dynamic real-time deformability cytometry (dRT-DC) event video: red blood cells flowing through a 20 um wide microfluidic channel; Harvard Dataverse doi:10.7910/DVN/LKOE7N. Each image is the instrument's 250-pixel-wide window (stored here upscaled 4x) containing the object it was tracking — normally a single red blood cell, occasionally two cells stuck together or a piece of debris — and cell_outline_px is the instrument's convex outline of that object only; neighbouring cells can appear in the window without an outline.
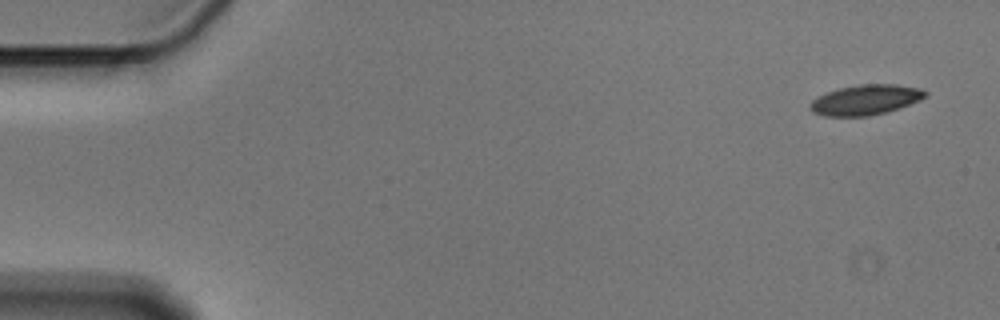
{"species": "Egyptian fruit bat (a non-hibernating species)", "species_latin": "Rousettus aegyptiacus", "temperature_condition": "cold", "stored_images_in_passage": 10, "camera_frame_rate_fps": 3000, "um_per_image_px": 0.085, "animal": {"sex": "male"}, "frame": {"image": 1, "passage_image": 1, "time_ms": 0.0, "image_size_px": [1000, 320], "cell_outline_px": [[928, 96], [920, 100], [900, 108], [868, 116], [824, 116], [812, 112], [808, 104], [812, 100], [828, 92], [840, 88], [860, 84], [896, 84], [920, 88], [928, 92]], "centroid_in_image_um": [73.6, 8.48], "position_along_channel_um": 11.4, "area_um2": 20.23}}